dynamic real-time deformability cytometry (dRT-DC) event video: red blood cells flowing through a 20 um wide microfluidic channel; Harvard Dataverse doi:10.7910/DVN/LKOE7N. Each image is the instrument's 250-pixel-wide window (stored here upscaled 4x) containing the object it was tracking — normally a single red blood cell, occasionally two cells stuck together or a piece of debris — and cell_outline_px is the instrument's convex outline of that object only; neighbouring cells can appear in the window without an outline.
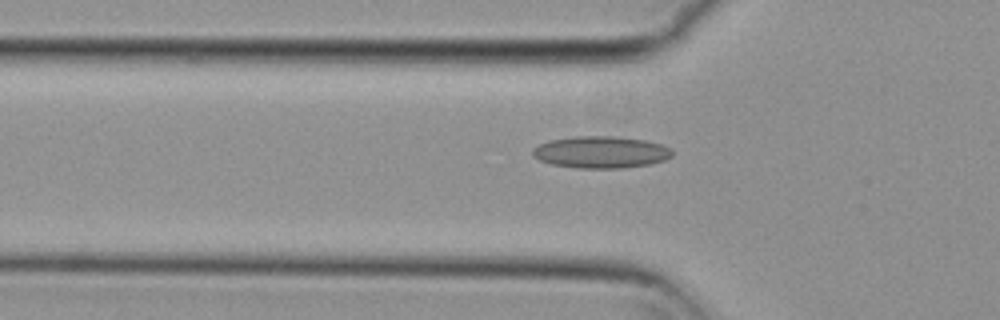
{"species": "common noctule bat (a hibernating species)", "species_latin": "Nyctalus noctula", "temperature_condition": "cold", "stored_images_in_passage": 48, "camera_frame_rate_fps": 3000, "um_per_image_px": 0.085, "animal": {"sex": "female", "body_mass_g": 29.2, "forearm_length_mm": 56.3}, "frame": {"image": 1, "passage_image": 18, "time_ms": 5.667, "image_size_px": [1000, 320], "cell_outline_px": [[672, 156], [664, 160], [648, 164], [620, 168], [576, 168], [552, 164], [540, 160], [532, 156], [532, 148], [548, 140], [576, 136], [612, 136], [644, 140], [660, 144], [668, 148], [672, 152]], "centroid_in_image_um": [51.02, 12.93], "position_along_channel_um": 74.8, "area_um2": 25.78}}
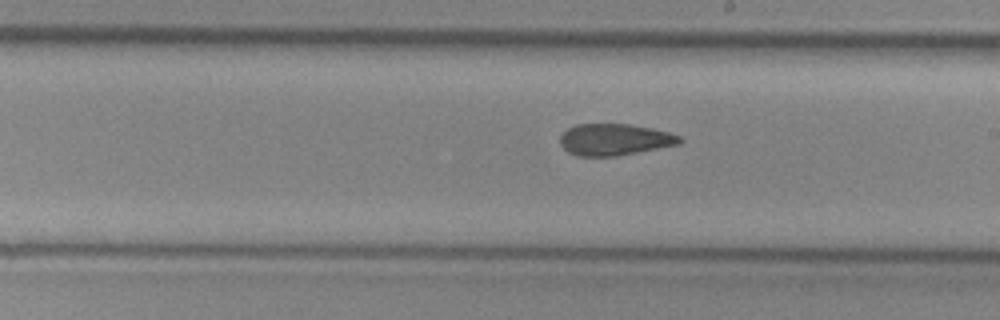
{"frame": {"image": 2, "passage_image": 31, "time_ms": 10.0, "image_size_px": [1000, 320], "cell_outline_px": [[684, 140], [680, 144], [616, 156], [576, 156], [568, 152], [560, 144], [560, 136], [568, 128], [576, 124], [628, 124], [652, 128], [668, 132], [680, 136]], "centroid_in_image_um": [52.24, 11.86], "position_along_channel_um": 236.8, "area_um2": 22.02}}
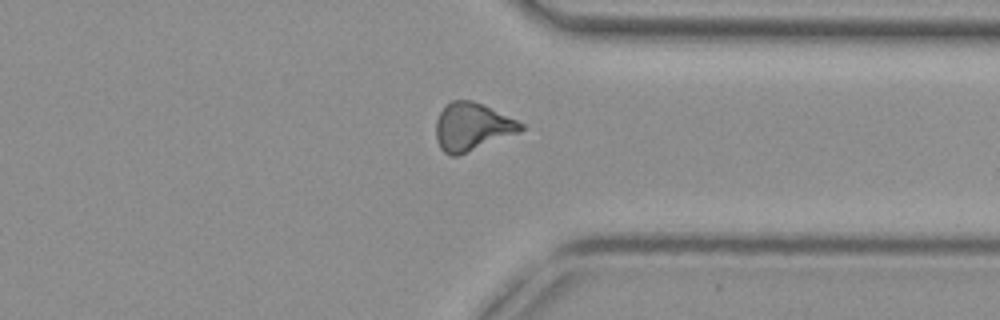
{"frame": {"image": 3, "passage_image": 42, "time_ms": 13.667, "image_size_px": [1000, 320], "cell_outline_px": [[524, 128], [520, 132], [456, 156], [452, 156], [444, 152], [440, 148], [436, 140], [436, 120], [440, 112], [452, 100], [472, 100], [516, 120], [524, 124]], "centroid_in_image_um": [40.1, 10.78], "position_along_channel_um": 371.3, "area_um2": 23.24}, "authors_computed_cell_mechanics": {"area_um2": 23.1778, "velocity_mm_per_s": 3.7282, "shape_relaxation_time_tau1_ms": null, "shape_relaxation_time_tau2_ms": 4.1706, "deformation_change_tau1": null, "deformation_change_tau2": 0.1347}}